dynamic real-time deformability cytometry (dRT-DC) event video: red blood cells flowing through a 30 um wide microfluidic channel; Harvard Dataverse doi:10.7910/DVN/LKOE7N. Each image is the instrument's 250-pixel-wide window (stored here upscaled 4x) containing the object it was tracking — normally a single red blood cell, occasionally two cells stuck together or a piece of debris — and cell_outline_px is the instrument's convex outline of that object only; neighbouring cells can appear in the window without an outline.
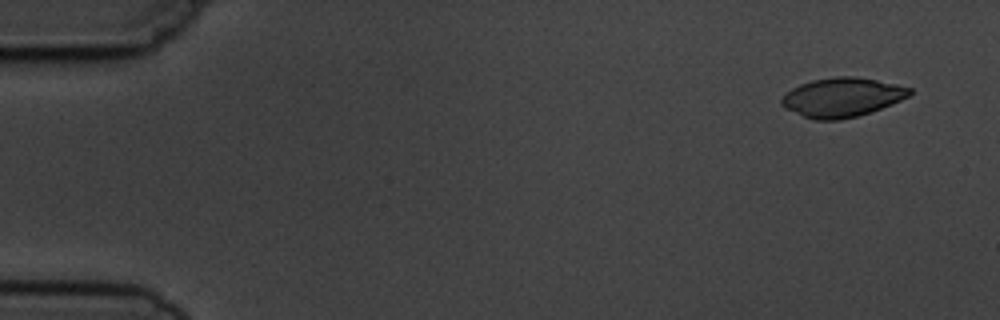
{"species": "common noctule bat (a hibernating species)", "species_latin": "Nyctalus noctula", "temperature_condition": "cold", "stored_images_in_passage": 4, "camera_frame_rate_fps": 3000, "um_per_image_px": 0.085, "animal": {"sex": "male", "body_mass_g": 19.5, "forearm_length_mm": 54.6}, "frame": {"image": 1, "passage_image": 1, "time_ms": 0.0, "image_size_px": [1000, 320], "cell_outline_px": [[912, 92], [908, 96], [892, 104], [856, 116], [840, 120], [812, 120], [784, 108], [780, 104], [780, 100], [792, 88], [800, 84], [812, 80], [836, 76], [856, 76], [896, 84], [912, 88]], "centroid_in_image_um": [71.55, 8.27], "position_along_channel_um": 13.5, "area_um2": 29.13}}